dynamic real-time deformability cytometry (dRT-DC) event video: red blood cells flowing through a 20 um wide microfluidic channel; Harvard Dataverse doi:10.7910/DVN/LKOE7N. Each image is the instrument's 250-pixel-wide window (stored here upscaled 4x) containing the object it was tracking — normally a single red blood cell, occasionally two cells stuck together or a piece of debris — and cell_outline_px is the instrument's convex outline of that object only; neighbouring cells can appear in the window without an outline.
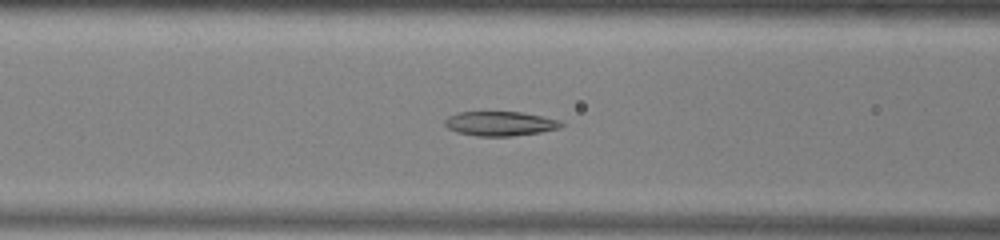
{"species": "common noctule bat (a hibernating species)", "species_latin": "Nyctalus noctula", "temperature_condition": "warm", "stored_images_in_passage": 51, "camera_frame_rate_fps": 3000, "um_per_image_px": 0.085, "animal": {"sex": "male", "body_mass_g": 13.0, "forearm_length_mm": 53.1}, "frame": {"image": 1, "passage_image": 20, "time_ms": 6.333, "image_size_px": [1000, 240], "cell_outline_px": [[564, 124], [560, 128], [540, 132], [512, 136], [476, 136], [456, 132], [448, 128], [444, 124], [444, 120], [448, 116], [460, 112], [520, 112], [560, 120]], "centroid_in_image_um": [42.49, 10.51], "position_along_channel_um": 124.1, "area_um2": 16.53}}
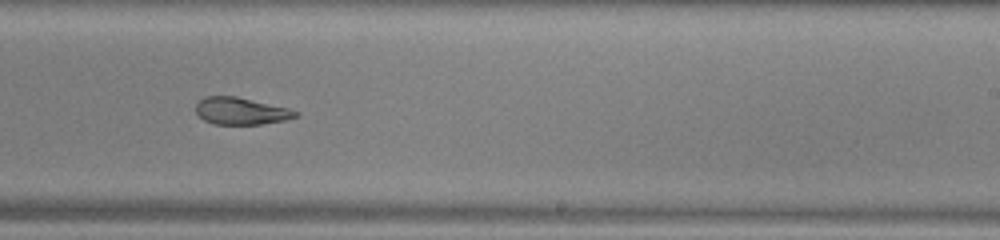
{"frame": {"image": 2, "passage_image": 31, "time_ms": 10.0, "image_size_px": [1000, 240], "cell_outline_px": [[300, 116], [284, 120], [260, 124], [212, 124], [204, 120], [196, 112], [196, 104], [204, 96], [236, 96], [288, 108], [300, 112]], "centroid_in_image_um": [20.49, 9.44], "position_along_channel_um": 268.5, "area_um2": 15.72}}
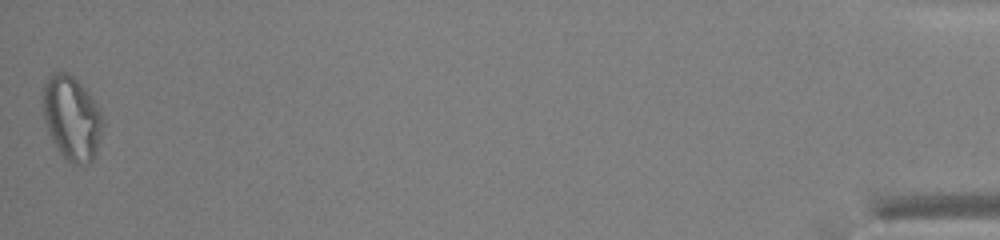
{"frame": {"image": 3, "passage_image": 51, "time_ms": 16.667, "image_size_px": [1000, 240], "cell_outline_px": [[104, 124], [96, 152], [92, 160], [88, 164], [72, 164], [56, 148], [48, 132], [44, 120], [44, 84], [48, 76], [52, 72], [64, 72], [72, 76], [92, 96], [104, 120]], "centroid_in_image_um": [6.11, 10.05], "position_along_channel_um": 429.1, "area_um2": 29.13}, "authors_computed_cell_mechanics": {"area_um2": 19.8832, "velocity_mm_per_s": 3.9516, "shape_relaxation_time_tau1_ms": null, "shape_relaxation_time_tau2_ms": 3.4107, "deformation_change_tau1": null, "deformation_change_tau2": 0.0946}}